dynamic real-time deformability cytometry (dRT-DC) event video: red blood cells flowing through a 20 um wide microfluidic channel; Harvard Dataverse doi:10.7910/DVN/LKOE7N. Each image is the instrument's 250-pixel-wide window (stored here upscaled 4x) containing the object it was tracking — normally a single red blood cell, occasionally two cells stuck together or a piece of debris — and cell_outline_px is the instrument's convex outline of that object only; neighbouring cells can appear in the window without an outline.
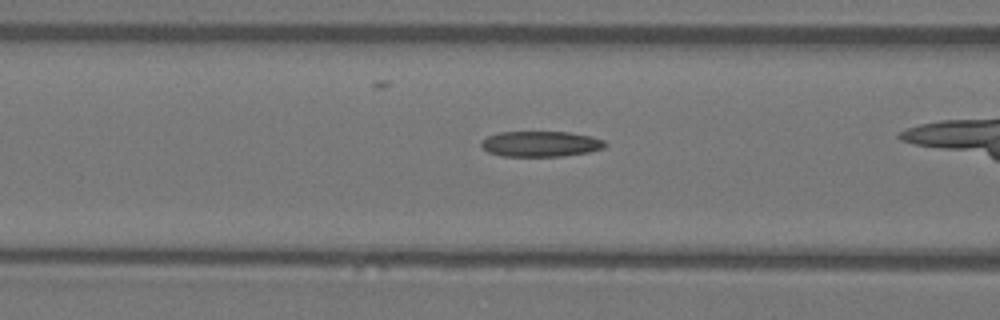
{"species": "Egyptian fruit bat (a non-hibernating species)", "species_latin": "Rousettus aegyptiacus", "temperature_condition": "warm", "stored_images_in_passage": 26, "camera_frame_rate_fps": 3000, "um_per_image_px": 0.085, "animal": {"sex": "female"}, "frame": {"image": 1, "passage_image": 22, "time_ms": 7.0, "image_size_px": [1000, 320], "cell_outline_px": [[608, 144], [604, 148], [588, 152], [564, 156], [504, 156], [488, 152], [480, 144], [480, 140], [488, 136], [500, 132], [568, 132], [592, 136], [604, 140]], "centroid_in_image_um": [45.98, 12.23], "position_along_channel_um": 120.6, "area_um2": 18.5}}